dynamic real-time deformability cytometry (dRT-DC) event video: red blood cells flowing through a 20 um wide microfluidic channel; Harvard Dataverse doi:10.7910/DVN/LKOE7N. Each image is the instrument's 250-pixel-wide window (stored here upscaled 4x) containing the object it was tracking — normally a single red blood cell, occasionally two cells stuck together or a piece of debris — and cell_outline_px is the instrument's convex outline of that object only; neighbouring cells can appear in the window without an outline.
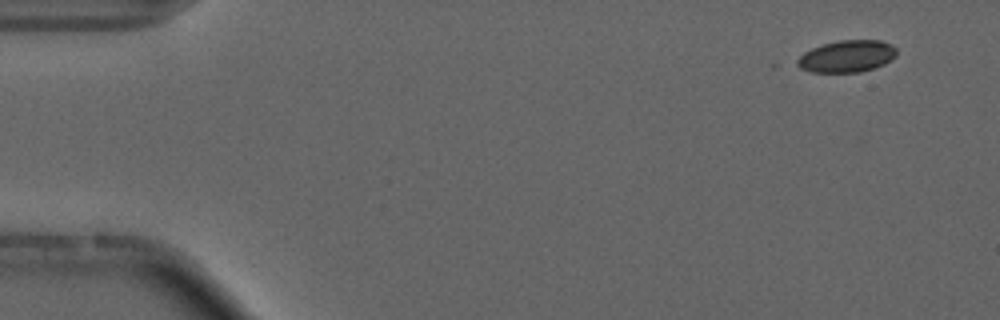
{"species": "common noctule bat (a hibernating species)", "species_latin": "Nyctalus noctula", "temperature_condition": "cold", "stored_images_in_passage": 5, "camera_frame_rate_fps": 3000, "um_per_image_px": 0.085, "animal": {"sex": "male", "forearm_length_mm": 52.5}, "frame": {"image": 1, "passage_image": 1, "time_ms": 0.0, "image_size_px": [1000, 320], "cell_outline_px": [[896, 56], [884, 64], [860, 72], [812, 72], [800, 68], [792, 64], [804, 52], [812, 48], [824, 44], [840, 40], [880, 40], [892, 44], [896, 48]], "centroid_in_image_um": [71.96, 4.78], "position_along_channel_um": 13.0, "area_um2": 18.55}}